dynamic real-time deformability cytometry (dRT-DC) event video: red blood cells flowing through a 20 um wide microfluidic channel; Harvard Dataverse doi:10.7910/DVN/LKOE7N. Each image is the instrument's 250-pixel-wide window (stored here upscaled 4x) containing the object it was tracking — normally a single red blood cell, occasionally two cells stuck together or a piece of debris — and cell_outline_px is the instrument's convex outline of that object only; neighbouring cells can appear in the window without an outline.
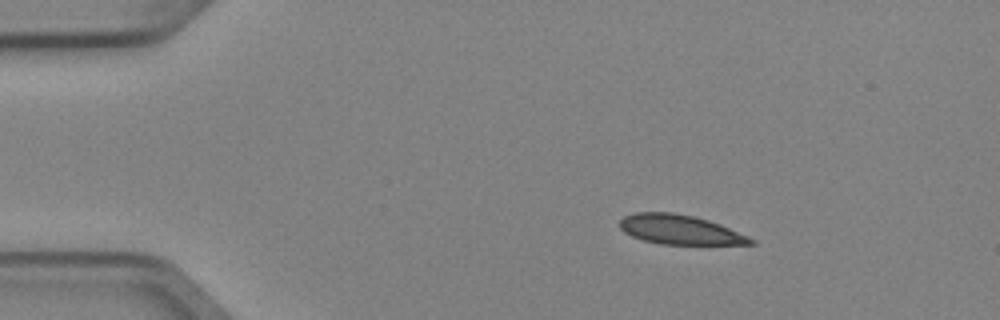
{"species": "Egyptian fruit bat (a non-hibernating species)", "species_latin": "Rousettus aegyptiacus", "temperature_condition": "cold", "stored_images_in_passage": 7, "camera_frame_rate_fps": 3000, "um_per_image_px": 0.085, "animal": {"sex": "female"}, "frame": {"image": 1, "passage_image": 2, "time_ms": 0.333, "image_size_px": [1000, 320], "cell_outline_px": [[756, 244], [660, 244], [644, 240], [632, 236], [624, 232], [620, 228], [620, 220], [624, 216], [636, 212], [672, 212], [692, 216], [708, 220], [720, 224], [748, 236], [756, 240]], "centroid_in_image_um": [57.79, 19.52], "position_along_channel_um": 27.2, "area_um2": 22.37}}
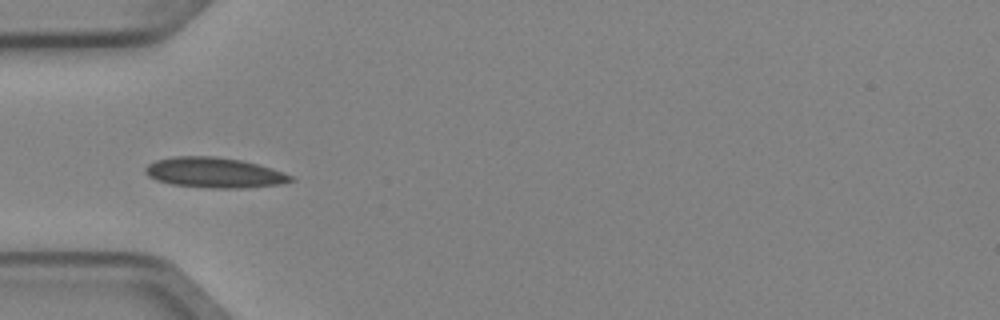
{"frame": {"image": 2, "passage_image": 4, "time_ms": 1.0, "image_size_px": [1000, 320], "cell_outline_px": [[296, 180], [280, 184], [244, 188], [212, 188], [172, 184], [156, 180], [148, 176], [144, 172], [144, 168], [148, 164], [156, 160], [172, 156], [216, 156], [240, 160], [256, 164], [292, 176]], "centroid_in_image_um": [18.16, 14.67], "position_along_channel_um": 66.8, "area_um2": 25.49}}
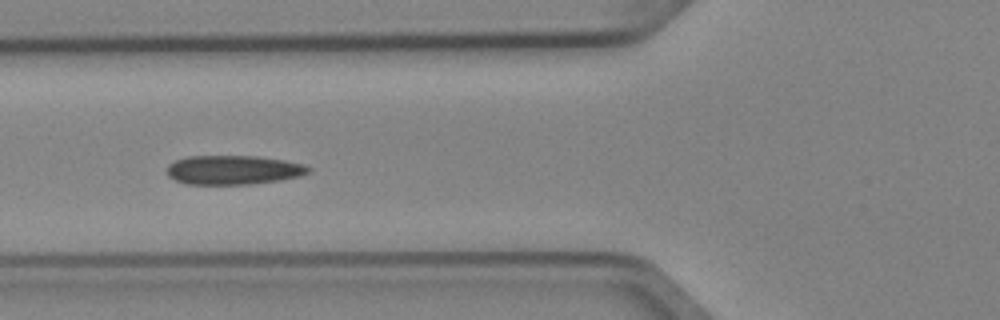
{"frame": {"image": 3, "passage_image": 5, "time_ms": 1.333, "image_size_px": [1000, 320], "cell_outline_px": [[312, 168], [308, 172], [300, 176], [276, 180], [248, 184], [184, 184], [168, 176], [168, 164], [176, 160], [188, 156], [256, 156], [284, 160], [304, 164]], "centroid_in_image_um": [19.82, 14.44], "position_along_channel_um": 106.0, "area_um2": 23.87}}